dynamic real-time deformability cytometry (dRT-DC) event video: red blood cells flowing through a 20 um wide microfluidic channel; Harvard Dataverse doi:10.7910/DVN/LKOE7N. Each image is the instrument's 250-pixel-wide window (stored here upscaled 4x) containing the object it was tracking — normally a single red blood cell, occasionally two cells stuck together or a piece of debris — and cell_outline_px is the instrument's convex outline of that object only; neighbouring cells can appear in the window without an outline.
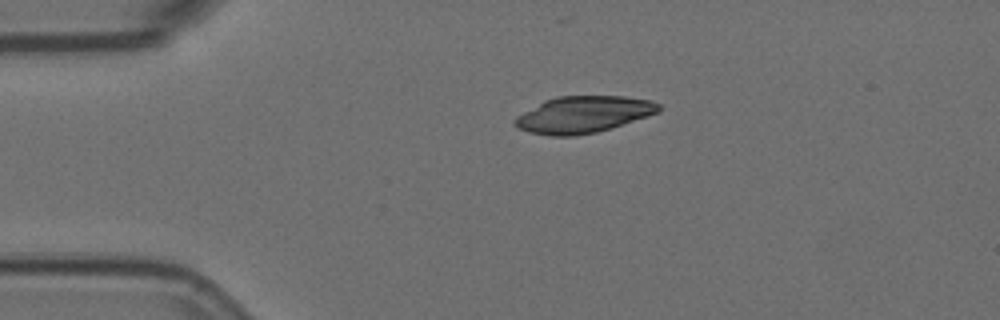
{"species": "Egyptian fruit bat (a non-hibernating species)", "species_latin": "Rousettus aegyptiacus", "temperature_condition": "room temperature", "stored_images_in_passage": 2, "camera_frame_rate_fps": 3000, "um_per_image_px": 0.085, "animal": {"sex": "female"}, "frame": {"image": 1, "passage_image": 1, "time_ms": 0.0, "image_size_px": [1000, 320], "cell_outline_px": [[660, 112], [648, 116], [596, 132], [572, 136], [552, 136], [528, 132], [520, 128], [512, 120], [516, 116], [544, 100], [556, 96], [624, 96], [652, 100], [660, 104]], "centroid_in_image_um": [49.58, 9.72], "position_along_channel_um": 35.4, "area_um2": 30.63}}